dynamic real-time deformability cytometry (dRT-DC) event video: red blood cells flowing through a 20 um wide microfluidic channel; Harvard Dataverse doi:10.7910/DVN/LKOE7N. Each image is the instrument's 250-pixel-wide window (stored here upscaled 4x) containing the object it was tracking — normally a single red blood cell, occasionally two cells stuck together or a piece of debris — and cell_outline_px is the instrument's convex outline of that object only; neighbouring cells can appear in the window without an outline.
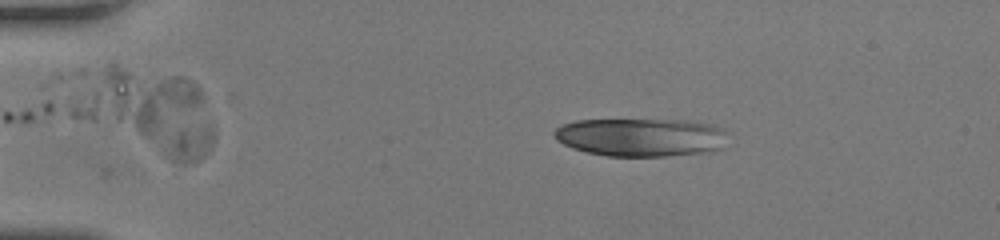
{"species": "human", "species_latin": "Homo sapiens", "temperature_condition": "room temperature", "stored_images_in_passage": 33, "camera_frame_rate_fps": 3000, "um_per_image_px": 0.085, "donor": {"sex": "female"}, "frame": {"image": 1, "passage_image": 1, "time_ms": 0.0, "image_size_px": [1000, 240], "cell_outline_px": [[728, 132], [724, 148], [712, 152], [668, 156], [608, 156], [588, 152], [572, 148], [556, 140], [552, 132], [556, 128], [564, 124], [576, 120], [696, 120], [712, 124], [724, 128]], "centroid_in_image_um": [54.57, 11.66], "position_along_channel_um": 30.4, "area_um2": 39.36}}
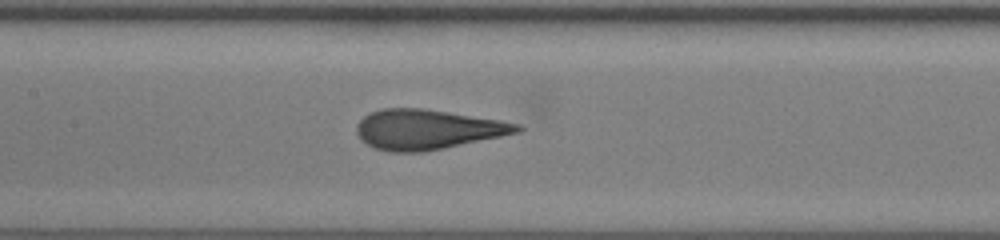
{"frame": {"image": 2, "passage_image": 15, "time_ms": 4.667, "image_size_px": [1000, 240], "cell_outline_px": [[524, 128], [520, 132], [444, 148], [424, 152], [388, 152], [372, 148], [360, 140], [356, 132], [356, 124], [368, 112], [380, 108], [424, 108], [500, 120], [520, 124]], "centroid_in_image_um": [36.27, 11.0], "position_along_channel_um": 171.1, "area_um2": 37.63}}
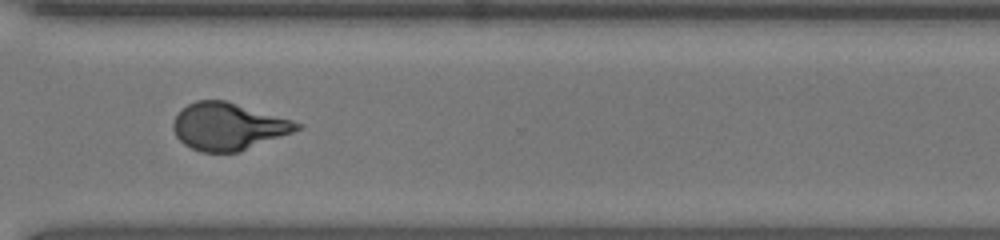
{"frame": {"image": 3, "passage_image": 28, "time_ms": 9.0, "image_size_px": [1000, 240], "cell_outline_px": [[304, 128], [240, 152], [200, 152], [184, 144], [176, 136], [172, 128], [172, 124], [176, 116], [188, 104], [196, 100], [224, 100], [292, 120], [304, 124]], "centroid_in_image_um": [19.42, 10.76], "position_along_channel_um": 351.2, "area_um2": 33.93}}